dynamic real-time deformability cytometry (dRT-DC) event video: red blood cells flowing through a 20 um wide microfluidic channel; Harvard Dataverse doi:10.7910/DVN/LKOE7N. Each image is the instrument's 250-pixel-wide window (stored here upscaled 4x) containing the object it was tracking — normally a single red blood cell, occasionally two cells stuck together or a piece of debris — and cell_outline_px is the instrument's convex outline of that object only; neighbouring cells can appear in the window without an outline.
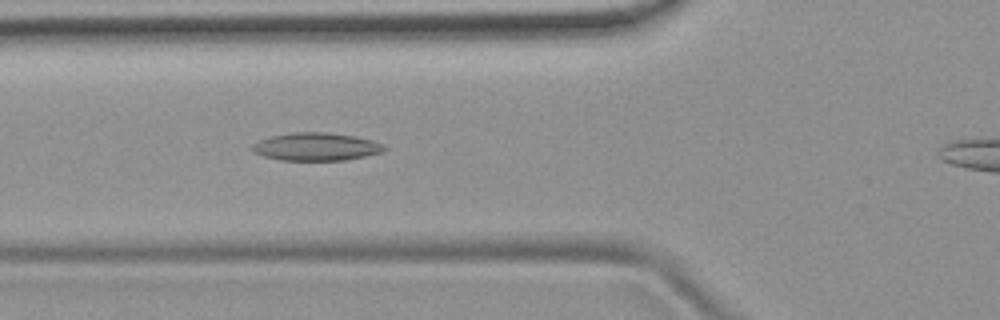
{"species": "common noctule bat (a hibernating species)", "species_latin": "Nyctalus noctula", "temperature_condition": "room temperature", "stored_images_in_passage": 42, "camera_frame_rate_fps": 3000, "um_per_image_px": 0.085, "animal": {"sex": "female", "body_mass_g": 19.9}, "frame": {"image": 1, "passage_image": 15, "time_ms": 4.667, "image_size_px": [1000, 320], "cell_outline_px": [[388, 148], [384, 152], [344, 160], [280, 160], [264, 156], [252, 152], [252, 144], [260, 140], [272, 136], [292, 132], [328, 132], [356, 136], [372, 140], [384, 144]], "centroid_in_image_um": [26.9, 12.46], "position_along_channel_um": 98.9, "area_um2": 21.56}}
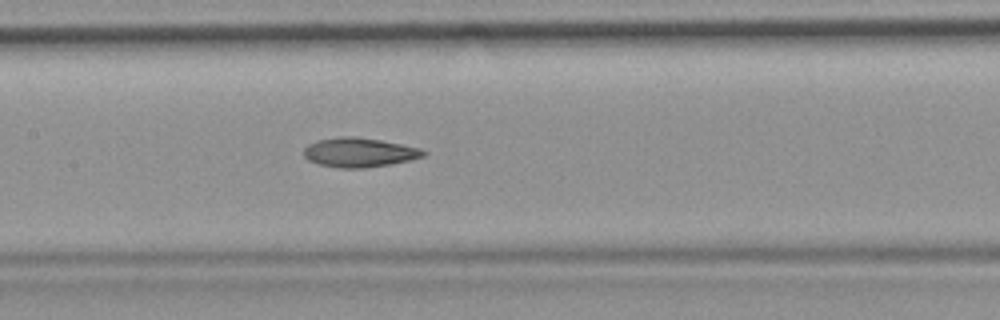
{"frame": {"image": 2, "passage_image": 21, "time_ms": 6.667, "image_size_px": [1000, 320], "cell_outline_px": [[428, 152], [424, 156], [392, 164], [364, 168], [340, 168], [316, 164], [308, 160], [304, 156], [304, 148], [308, 144], [316, 140], [340, 136], [352, 136], [380, 140], [420, 148]], "centroid_in_image_um": [30.5, 12.96], "position_along_channel_um": 176.9, "area_um2": 20.52}}
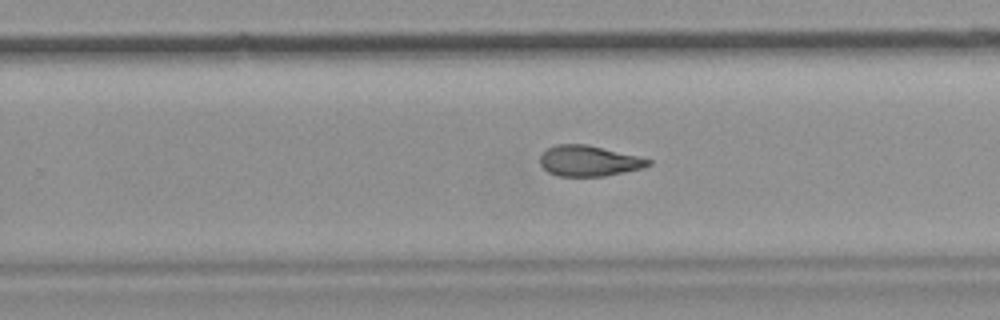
{"frame": {"image": 3, "passage_image": 29, "time_ms": 9.333, "image_size_px": [1000, 320], "cell_outline_px": [[652, 164], [644, 168], [604, 176], [556, 176], [548, 172], [540, 164], [540, 156], [548, 148], [556, 144], [588, 144], [640, 156], [652, 160]], "centroid_in_image_um": [50.08, 13.67], "position_along_channel_um": 279.7, "area_um2": 19.54}}